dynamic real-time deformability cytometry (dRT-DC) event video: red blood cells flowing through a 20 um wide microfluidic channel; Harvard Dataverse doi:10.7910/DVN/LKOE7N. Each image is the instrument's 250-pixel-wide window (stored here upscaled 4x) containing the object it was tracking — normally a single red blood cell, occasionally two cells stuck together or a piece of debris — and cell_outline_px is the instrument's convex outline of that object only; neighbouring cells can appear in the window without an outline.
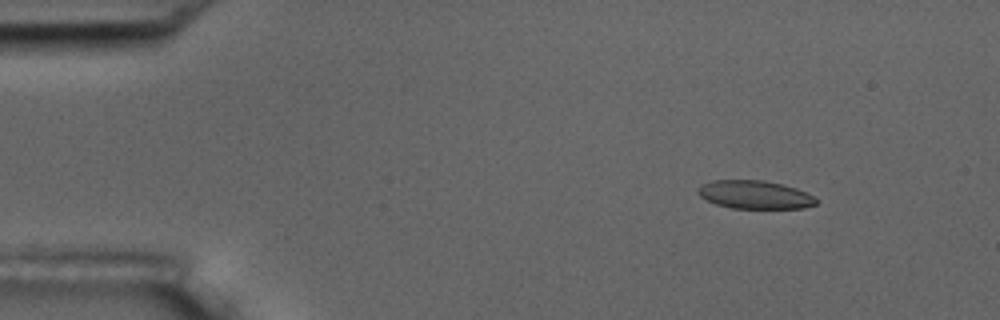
{"species": "common noctule bat (a hibernating species)", "species_latin": "Nyctalus noctula", "temperature_condition": "room temperature", "stored_images_in_passage": 3, "camera_frame_rate_fps": 3000, "um_per_image_px": 0.085, "animal": {"sex": "male", "body_mass_g": 17.5, "forearm_length_mm": 52.3}, "frame": {"image": 1, "passage_image": 1, "time_ms": 0.0, "image_size_px": [1000, 320], "cell_outline_px": [[816, 204], [804, 208], [732, 208], [716, 204], [700, 196], [696, 192], [700, 184], [712, 180], [764, 180], [796, 188], [812, 196], [816, 200]], "centroid_in_image_um": [64.1, 16.54], "position_along_channel_um": 20.9, "area_um2": 19.31}}
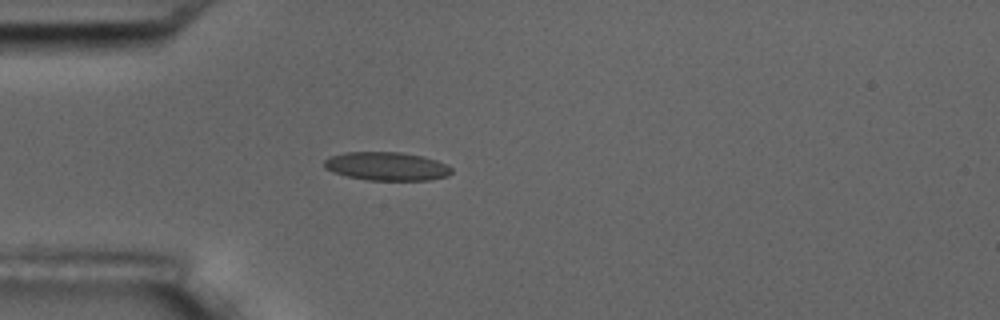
{"frame": {"image": 2, "passage_image": 3, "time_ms": 3.0, "image_size_px": [1000, 320], "cell_outline_px": [[452, 172], [448, 176], [428, 180], [368, 180], [348, 176], [332, 172], [324, 168], [324, 160], [328, 156], [344, 152], [400, 152], [424, 156], [436, 160], [452, 168]], "centroid_in_image_um": [32.84, 14.12], "position_along_channel_um": 52.2, "area_um2": 21.21}}